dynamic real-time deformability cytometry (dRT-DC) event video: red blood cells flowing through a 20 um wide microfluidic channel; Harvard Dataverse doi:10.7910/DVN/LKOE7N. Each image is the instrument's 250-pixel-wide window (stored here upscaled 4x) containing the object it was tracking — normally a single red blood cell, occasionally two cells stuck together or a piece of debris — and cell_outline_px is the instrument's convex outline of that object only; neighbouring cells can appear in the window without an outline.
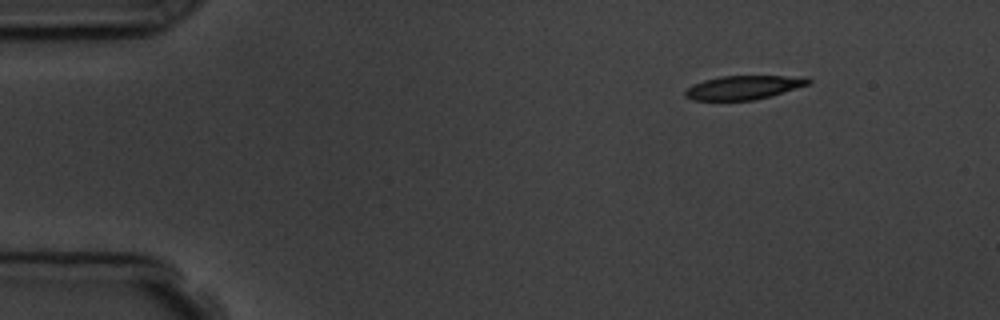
{"species": "common noctule bat (a hibernating species)", "species_latin": "Nyctalus noctula", "temperature_condition": "room temperature", "stored_images_in_passage": 5, "segment_of_instrument_passage": [2, 2], "camera_frame_rate_fps": 3000, "um_per_image_px": 0.085, "animal": {"sex": "male", "body_mass_g": 19.5, "forearm_length_mm": 54.6}, "frame": {"image": 1, "passage_image": 5, "time_ms": 5.667, "image_size_px": [1000, 320], "cell_outline_px": [[812, 80], [808, 84], [772, 96], [752, 100], [692, 100], [684, 96], [684, 92], [688, 88], [704, 80], [720, 76], [808, 76]], "centroid_in_image_um": [63.24, 7.43], "position_along_channel_um": 21.8, "area_um2": 17.05}}